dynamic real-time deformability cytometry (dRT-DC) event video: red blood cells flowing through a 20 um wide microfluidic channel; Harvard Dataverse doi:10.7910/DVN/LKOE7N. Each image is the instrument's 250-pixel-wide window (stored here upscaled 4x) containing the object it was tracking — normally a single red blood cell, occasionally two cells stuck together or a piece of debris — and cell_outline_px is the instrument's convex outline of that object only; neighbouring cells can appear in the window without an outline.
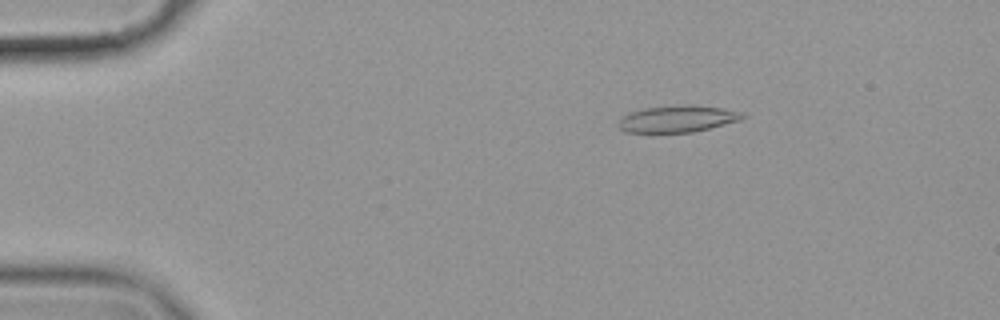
{"species": "common noctule bat (a hibernating species)", "species_latin": "Nyctalus noctula", "temperature_condition": "cold", "stored_images_in_passage": 14, "camera_frame_rate_fps": 3000, "um_per_image_px": 0.085, "animal": {"sex": "female", "body_mass_g": 19.9}, "frame": {"image": 1, "passage_image": 10, "time_ms": 3.0, "image_size_px": [1000, 320], "cell_outline_px": [[748, 116], [740, 120], [692, 132], [628, 132], [620, 128], [616, 124], [624, 116], [632, 112], [644, 108], [688, 104], [692, 104], [724, 108], [744, 112]], "centroid_in_image_um": [57.65, 10.08], "position_along_channel_um": 27.3, "area_um2": 19.25}}